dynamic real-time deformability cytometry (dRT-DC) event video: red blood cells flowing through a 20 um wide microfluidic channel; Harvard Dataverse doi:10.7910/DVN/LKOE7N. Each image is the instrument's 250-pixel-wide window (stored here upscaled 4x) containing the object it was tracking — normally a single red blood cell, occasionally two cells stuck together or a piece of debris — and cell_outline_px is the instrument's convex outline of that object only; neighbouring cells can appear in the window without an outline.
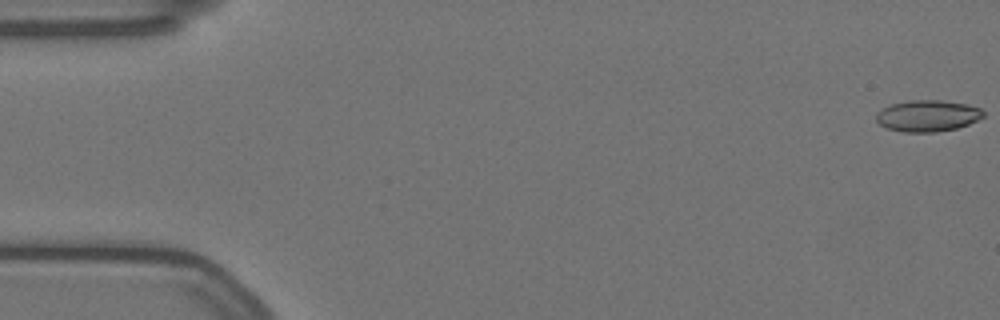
{"species": "Egyptian fruit bat (a non-hibernating species)", "species_latin": "Rousettus aegyptiacus", "temperature_condition": "warm", "stored_images_in_passage": 58, "camera_frame_rate_fps": 3000, "um_per_image_px": 0.085, "animal": {"sex": "female"}, "frame": {"image": 1, "passage_image": 1, "time_ms": 0.0, "image_size_px": [1000, 320], "cell_outline_px": [[984, 116], [968, 124], [956, 128], [936, 132], [904, 132], [888, 128], [880, 124], [876, 120], [876, 112], [892, 104], [908, 100], [940, 100], [968, 104], [980, 108], [984, 112]], "centroid_in_image_um": [78.85, 9.84], "position_along_channel_um": 6.2, "area_um2": 19.54}}
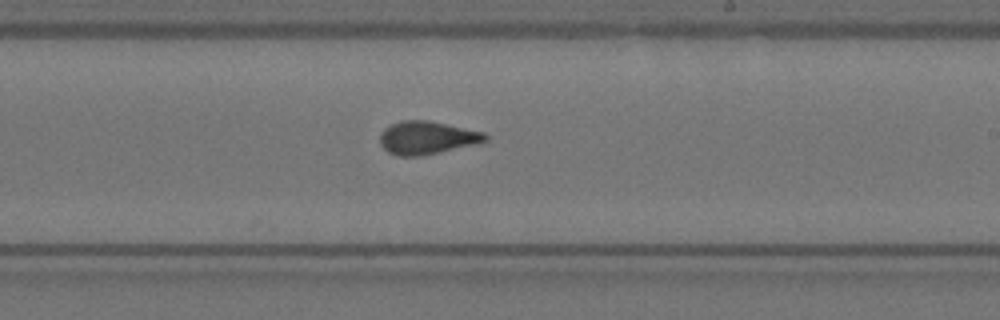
{"frame": {"image": 2, "passage_image": 34, "time_ms": 11.0, "image_size_px": [1000, 320], "cell_outline_px": [[488, 140], [476, 144], [420, 156], [400, 156], [388, 152], [380, 144], [380, 132], [384, 128], [400, 120], [428, 120], [484, 132], [488, 136]], "centroid_in_image_um": [36.28, 11.7], "position_along_channel_um": 252.7, "area_um2": 20.23}}
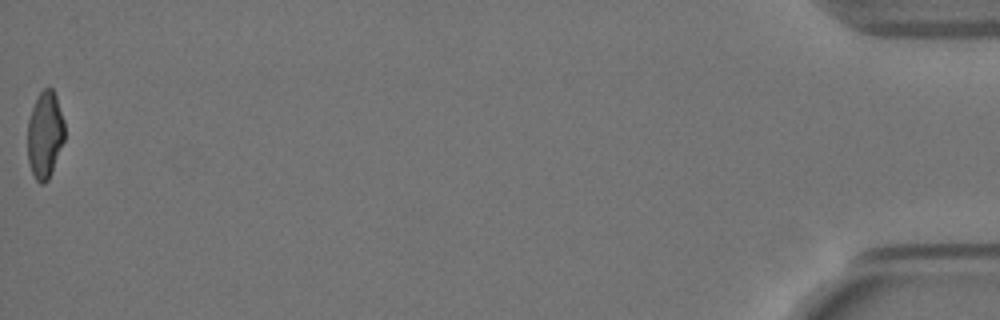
{"frame": {"image": 3, "passage_image": 58, "time_ms": 19.0, "image_size_px": [1000, 320], "cell_outline_px": [[64, 140], [52, 172], [48, 180], [44, 184], [40, 184], [36, 180], [32, 172], [28, 160], [28, 120], [32, 108], [40, 92], [44, 88], [52, 88], [56, 96], [64, 120]], "centroid_in_image_um": [3.82, 11.47], "position_along_channel_um": 431.4, "area_um2": 18.67}, "authors_computed_cell_mechanics": {"area_um2": 19.8254, "velocity_mm_per_s": 3.513, "shape_relaxation_time_tau1_ms": 9.6717, "shape_relaxation_time_tau2_ms": 1.5202, "deformation_change_tau1": 0.2121, "deformation_change_tau2": 0.0789}}